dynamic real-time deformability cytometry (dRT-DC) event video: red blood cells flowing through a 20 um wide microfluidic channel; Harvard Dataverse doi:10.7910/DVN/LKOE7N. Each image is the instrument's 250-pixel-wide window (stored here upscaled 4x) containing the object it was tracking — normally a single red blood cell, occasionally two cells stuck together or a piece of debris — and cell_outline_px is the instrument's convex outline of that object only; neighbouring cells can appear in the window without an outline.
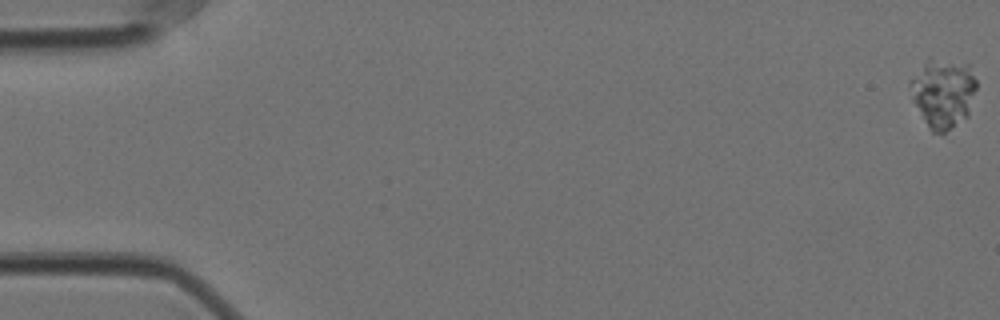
{"species": "Egyptian fruit bat (a non-hibernating species)", "species_latin": "Rousettus aegyptiacus", "temperature_condition": "cold", "stored_images_in_passage": 13, "camera_frame_rate_fps": 3000, "um_per_image_px": 0.085, "animal": {"sex": "female"}, "frame": {"image": 1, "passage_image": 1, "time_ms": 0.0, "image_size_px": [1000, 320], "cell_outline_px": [[976, 88], [968, 116], [944, 136], [932, 132], [928, 128], [912, 100], [908, 84], [908, 80], [928, 60], [932, 60], [968, 64], [976, 80]], "centroid_in_image_um": [80.15, 8.0], "position_along_channel_um": 4.9, "area_um2": 26.82}}